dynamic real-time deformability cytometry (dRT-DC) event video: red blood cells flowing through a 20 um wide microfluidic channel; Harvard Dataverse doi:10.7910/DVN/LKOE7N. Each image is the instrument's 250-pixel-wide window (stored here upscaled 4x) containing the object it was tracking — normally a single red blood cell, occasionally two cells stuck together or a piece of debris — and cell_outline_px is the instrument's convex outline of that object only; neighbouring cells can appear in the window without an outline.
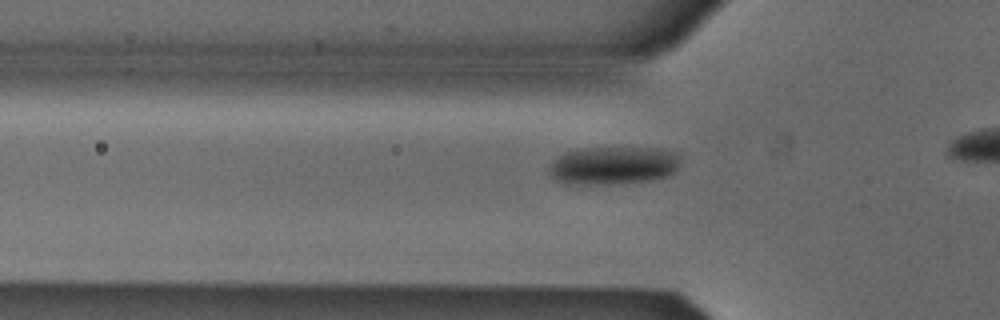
{"species": "Egyptian fruit bat (a non-hibernating species)", "species_latin": "Rousettus aegyptiacus", "temperature_condition": "cold", "stored_images_in_passage": 12, "camera_frame_rate_fps": 3000, "um_per_image_px": 0.085, "animal": {"sex": "male"}, "frame": {"image": 1, "passage_image": 6, "time_ms": 1.667, "image_size_px": [1000, 320], "cell_outline_px": [[680, 164], [676, 172], [672, 176], [652, 180], [588, 184], [564, 184], [556, 180], [548, 172], [552, 164], [560, 156], [568, 152], [584, 148], [660, 148], [680, 152]], "centroid_in_image_um": [52.24, 14.06], "position_along_channel_um": 73.6, "area_um2": 29.07}}
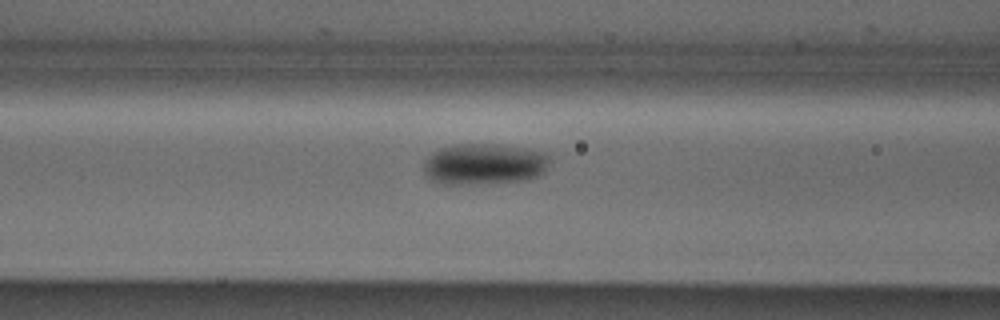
{"frame": {"image": 2, "passage_image": 10, "time_ms": 3.0, "image_size_px": [1000, 320], "cell_outline_px": [[548, 164], [544, 172], [528, 180], [480, 184], [440, 184], [424, 176], [424, 160], [432, 152], [440, 148], [452, 144], [496, 144], [528, 148], [544, 152], [548, 156]], "centroid_in_image_um": [41.12, 13.95], "position_along_channel_um": 125.5, "area_um2": 30.63}}